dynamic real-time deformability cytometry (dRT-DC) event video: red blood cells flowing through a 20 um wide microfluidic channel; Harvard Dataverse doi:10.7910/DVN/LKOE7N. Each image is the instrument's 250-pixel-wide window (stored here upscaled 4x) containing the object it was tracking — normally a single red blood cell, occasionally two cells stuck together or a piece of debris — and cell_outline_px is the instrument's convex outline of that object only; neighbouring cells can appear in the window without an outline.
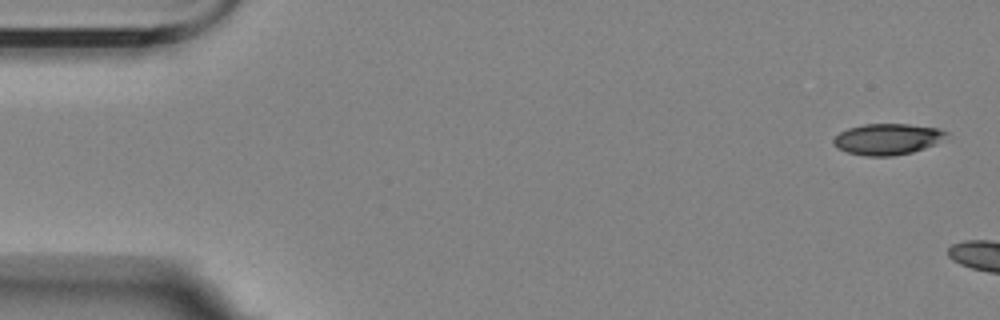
{"species": "Egyptian fruit bat (a non-hibernating species)", "species_latin": "Rousettus aegyptiacus", "temperature_condition": "room temperature", "stored_images_in_passage": 4, "camera_frame_rate_fps": 3000, "um_per_image_px": 0.085, "animal": {"sex": "female"}, "frame": {"image": 1, "passage_image": 1, "time_ms": 0.0, "image_size_px": [1000, 320], "cell_outline_px": [[948, 132], [936, 144], [912, 152], [892, 156], [864, 156], [848, 152], [836, 148], [832, 144], [832, 140], [840, 132], [848, 128], [864, 124], [908, 124], [940, 128]], "centroid_in_image_um": [75.4, 11.82], "position_along_channel_um": 9.6, "area_um2": 20.46}}